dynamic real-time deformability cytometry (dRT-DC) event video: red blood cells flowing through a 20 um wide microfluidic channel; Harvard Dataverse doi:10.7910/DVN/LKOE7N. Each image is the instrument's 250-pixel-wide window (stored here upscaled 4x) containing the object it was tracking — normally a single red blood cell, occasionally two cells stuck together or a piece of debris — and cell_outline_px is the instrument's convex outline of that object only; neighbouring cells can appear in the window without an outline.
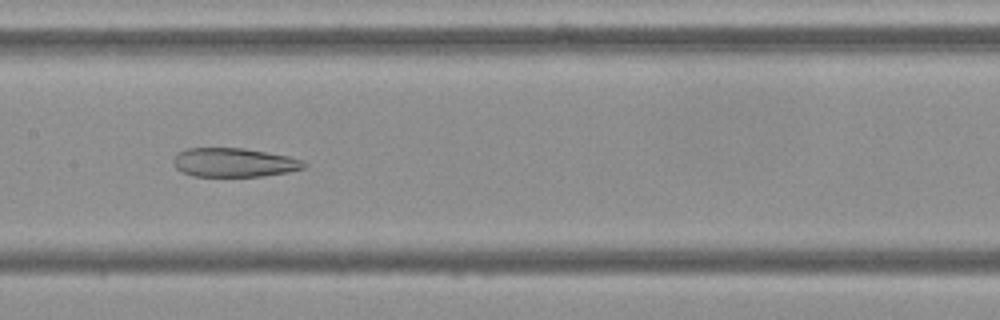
{"species": "Egyptian fruit bat (a non-hibernating species)", "species_latin": "Rousettus aegyptiacus", "temperature_condition": "cold", "stored_images_in_passage": 54, "camera_frame_rate_fps": 3000, "um_per_image_px": 0.085, "frame": {"image": 1, "passage_image": 26, "time_ms": 8.333, "image_size_px": [1000, 320], "cell_outline_px": [[308, 164], [304, 168], [288, 172], [264, 176], [192, 176], [180, 172], [172, 164], [172, 160], [180, 152], [188, 148], [244, 148], [288, 156], [304, 160]], "centroid_in_image_um": [19.9, 13.82], "position_along_channel_um": 187.5, "area_um2": 22.14}}
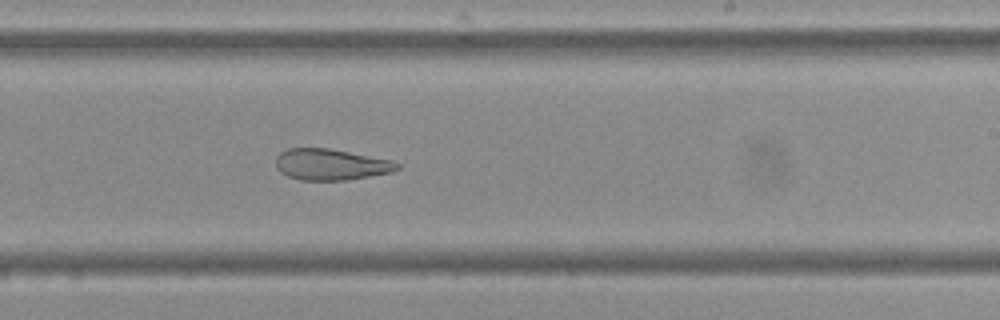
{"frame": {"image": 2, "passage_image": 32, "time_ms": 10.333, "image_size_px": [1000, 320], "cell_outline_px": [[400, 168], [392, 172], [348, 180], [300, 180], [288, 176], [280, 172], [276, 168], [276, 156], [280, 152], [288, 148], [328, 148], [392, 160], [400, 164]], "centroid_in_image_um": [28.11, 13.98], "position_along_channel_um": 260.9, "area_um2": 22.14}}
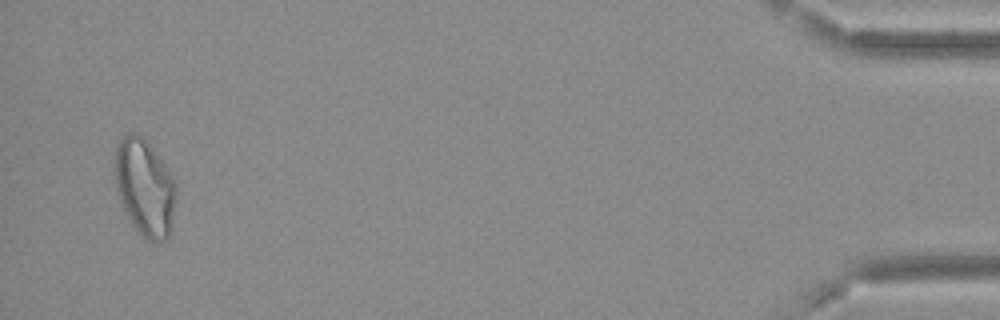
{"frame": {"image": 3, "passage_image": 52, "time_ms": 17.0, "image_size_px": [1000, 320], "cell_outline_px": [[176, 196], [172, 228], [168, 236], [164, 240], [148, 240], [132, 224], [120, 200], [116, 188], [112, 164], [116, 144], [128, 132], [136, 132], [152, 148], [176, 180]], "centroid_in_image_um": [12.28, 15.89], "position_along_channel_um": 422.9, "area_um2": 34.68}, "authors_computed_cell_mechanics": {"area_um2": 29.5647, "velocity_mm_per_s": 3.6753, "shape_relaxation_time_tau1_ms": null, "shape_relaxation_time_tau2_ms": 5.6889, "deformation_change_tau1": null, "deformation_change_tau2": 0.154}}